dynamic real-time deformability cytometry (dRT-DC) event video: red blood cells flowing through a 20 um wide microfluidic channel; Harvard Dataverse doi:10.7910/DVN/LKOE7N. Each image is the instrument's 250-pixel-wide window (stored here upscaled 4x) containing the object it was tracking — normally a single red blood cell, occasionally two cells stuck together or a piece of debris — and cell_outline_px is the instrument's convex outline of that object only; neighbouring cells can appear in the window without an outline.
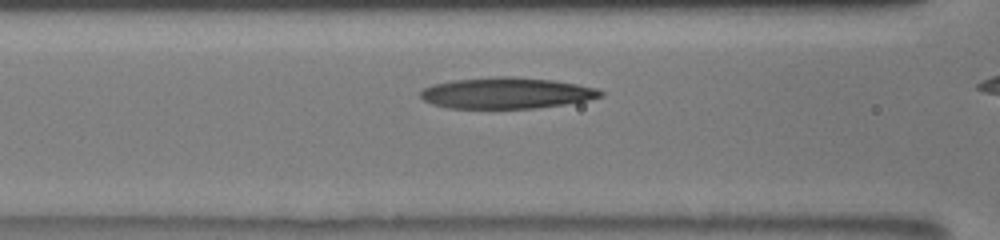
{"species": "human", "species_latin": "Homo sapiens", "temperature_condition": "room temperature", "stored_images_in_passage": 7, "segment_of_instrument_passage": [1, 2], "camera_frame_rate_fps": 3000, "um_per_image_px": 0.085, "donor": {"sex": "male"}, "frame": {"image": 1, "passage_image": 4, "time_ms": 1.667, "image_size_px": [1000, 240], "cell_outline_px": [[604, 96], [588, 100], [564, 104], [536, 108], [448, 108], [432, 104], [424, 100], [420, 96], [420, 92], [424, 88], [432, 84], [452, 80], [496, 76], [512, 76], [552, 80], [576, 84], [596, 88], [604, 92]], "centroid_in_image_um": [43.04, 7.9], "position_along_channel_um": 123.6, "area_um2": 32.71}}
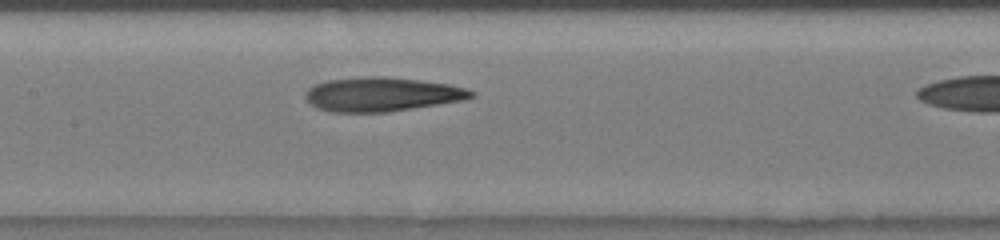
{"frame": {"image": 2, "passage_image": 6, "time_ms": 3.0, "image_size_px": [1000, 240], "cell_outline_px": [[476, 96], [464, 100], [388, 112], [332, 112], [316, 108], [304, 96], [304, 92], [308, 88], [316, 84], [328, 80], [364, 76], [388, 76], [420, 80], [448, 84], [468, 88], [476, 92]], "centroid_in_image_um": [32.48, 8.01], "position_along_channel_um": 174.9, "area_um2": 33.18}}